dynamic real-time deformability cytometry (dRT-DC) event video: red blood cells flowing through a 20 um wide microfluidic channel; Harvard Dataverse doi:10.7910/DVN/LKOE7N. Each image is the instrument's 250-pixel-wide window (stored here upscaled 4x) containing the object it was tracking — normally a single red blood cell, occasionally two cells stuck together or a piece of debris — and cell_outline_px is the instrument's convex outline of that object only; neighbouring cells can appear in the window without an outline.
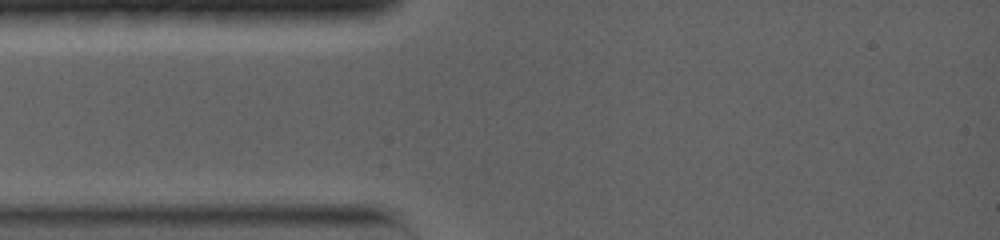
{"species": "common noctule bat (a hibernating species)", "species_latin": "Nyctalus noctula", "temperature_condition": "warm", "stored_images_in_passage": 1, "camera_frame_rate_fps": 5000, "um_per_image_px": 0.085, "animal": {"sex": "female", "body_mass_g": 19.0, "forearm_length_mm": 56.7}, "frame": {"image": 1, "passage_image": 1, "time_ms": 0.0, "image_size_px": [1000, 240], "cell_outline_px": [[876, 84], [868, 100], [860, 100], [844, 60], [864, 36], [872, 40], [876, 44]], "centroid_in_image_um": [73.36, 5.73], "position_along_channel_um": 11.6, "area_um2": 10.0}}